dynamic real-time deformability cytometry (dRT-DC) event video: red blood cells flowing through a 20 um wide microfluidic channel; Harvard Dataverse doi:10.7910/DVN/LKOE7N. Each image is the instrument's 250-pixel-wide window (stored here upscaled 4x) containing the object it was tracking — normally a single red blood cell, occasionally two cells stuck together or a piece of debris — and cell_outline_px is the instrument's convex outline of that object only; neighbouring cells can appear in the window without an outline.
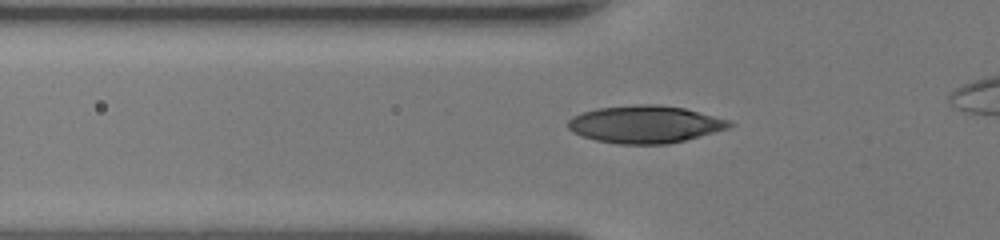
{"species": "human", "species_latin": "Homo sapiens", "temperature_condition": "room temperature", "stored_images_in_passage": 35, "camera_frame_rate_fps": 3000, "um_per_image_px": 0.085, "donor": {"sex": "female"}, "frame": {"image": 1, "passage_image": 8, "time_ms": 2.333, "image_size_px": [1000, 240], "cell_outline_px": [[736, 124], [728, 128], [684, 140], [668, 144], [616, 144], [596, 140], [580, 136], [572, 132], [568, 128], [568, 120], [572, 116], [596, 108], [636, 104], [656, 104], [684, 108], [728, 120]], "centroid_in_image_um": [54.79, 10.56], "position_along_channel_um": 71.0, "area_um2": 35.14}}
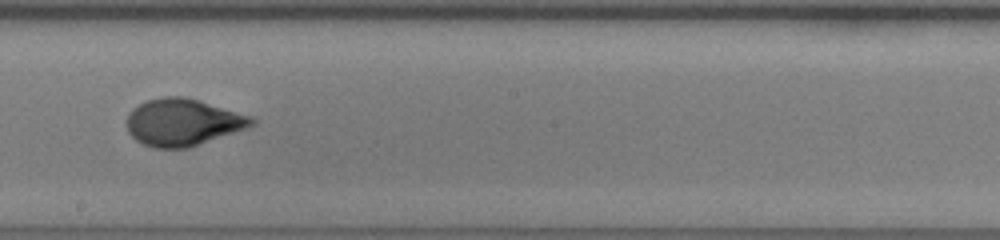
{"frame": {"image": 2, "passage_image": 19, "time_ms": 6.0, "image_size_px": [1000, 240], "cell_outline_px": [[256, 124], [188, 148], [152, 148], [136, 140], [128, 132], [128, 116], [132, 108], [148, 100], [164, 96], [180, 96], [196, 100], [252, 116], [256, 120]], "centroid_in_image_um": [15.52, 10.4], "position_along_channel_um": 232.7, "area_um2": 33.7}}
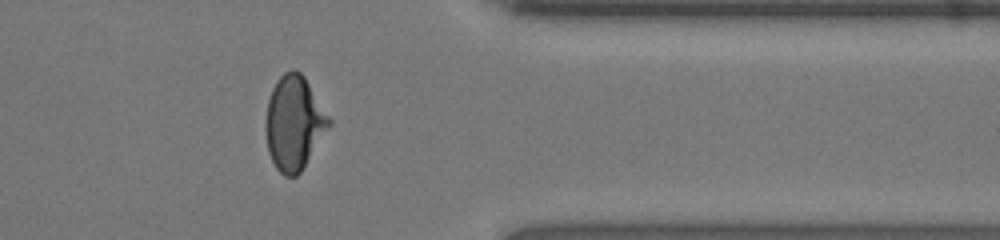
{"frame": {"image": 3, "passage_image": 30, "time_ms": 9.667, "image_size_px": [1000, 240], "cell_outline_px": [[332, 124], [300, 172], [296, 176], [284, 176], [276, 168], [268, 152], [264, 128], [264, 124], [268, 100], [272, 88], [276, 80], [284, 72], [292, 68], [296, 68], [304, 76], [332, 120]], "centroid_in_image_um": [24.98, 10.43], "position_along_channel_um": 386.4, "area_um2": 34.97}}